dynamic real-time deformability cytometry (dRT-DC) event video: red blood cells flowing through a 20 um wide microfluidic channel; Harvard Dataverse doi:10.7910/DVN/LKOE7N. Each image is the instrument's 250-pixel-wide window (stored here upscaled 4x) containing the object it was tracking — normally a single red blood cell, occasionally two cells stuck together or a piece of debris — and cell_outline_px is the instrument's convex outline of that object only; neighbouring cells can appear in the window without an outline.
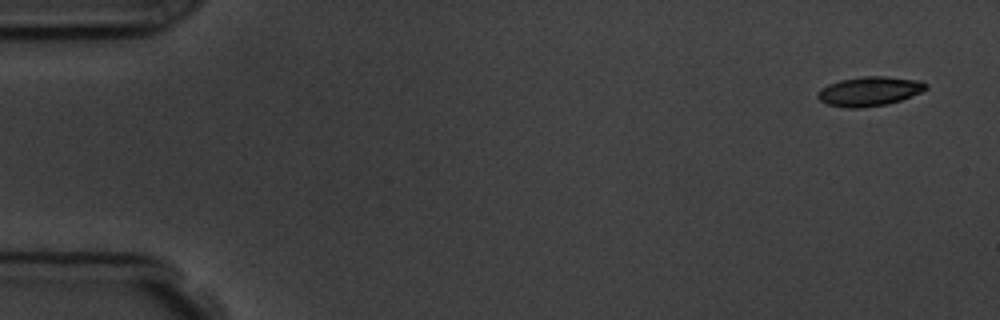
{"species": "common noctule bat (a hibernating species)", "species_latin": "Nyctalus noctula", "temperature_condition": "room temperature", "stored_images_in_passage": 5, "camera_frame_rate_fps": 3000, "um_per_image_px": 0.085, "animal": {"sex": "male", "body_mass_g": 19.5, "forearm_length_mm": 54.6}, "frame": {"image": 1, "passage_image": 1, "time_ms": 0.0, "image_size_px": [1000, 320], "cell_outline_px": [[928, 88], [920, 92], [900, 100], [884, 104], [860, 108], [848, 108], [828, 104], [820, 100], [816, 96], [816, 92], [820, 88], [828, 84], [840, 80], [864, 76], [884, 76], [920, 80], [928, 84]], "centroid_in_image_um": [73.87, 7.75], "position_along_channel_um": 11.1, "area_um2": 18.44}}
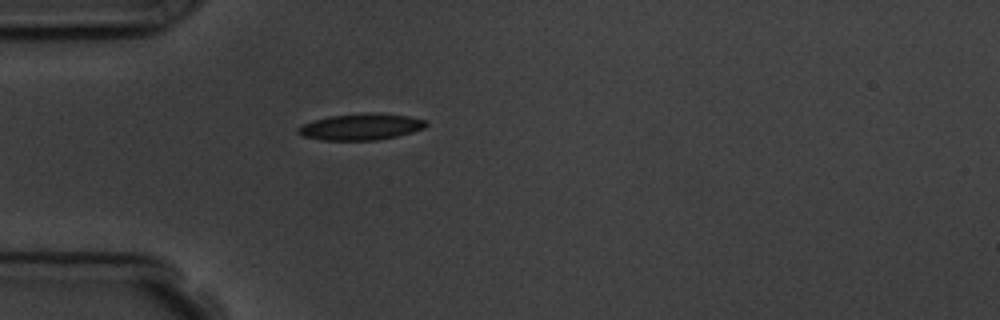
{"frame": {"image": 2, "passage_image": 5, "time_ms": 4.333, "image_size_px": [1000, 320], "cell_outline_px": [[428, 124], [424, 128], [412, 132], [396, 136], [376, 140], [320, 140], [304, 136], [296, 132], [296, 128], [312, 120], [328, 116], [364, 112], [372, 112], [408, 116], [424, 120]], "centroid_in_image_um": [30.64, 10.77], "position_along_channel_um": 54.4, "area_um2": 19.77}}